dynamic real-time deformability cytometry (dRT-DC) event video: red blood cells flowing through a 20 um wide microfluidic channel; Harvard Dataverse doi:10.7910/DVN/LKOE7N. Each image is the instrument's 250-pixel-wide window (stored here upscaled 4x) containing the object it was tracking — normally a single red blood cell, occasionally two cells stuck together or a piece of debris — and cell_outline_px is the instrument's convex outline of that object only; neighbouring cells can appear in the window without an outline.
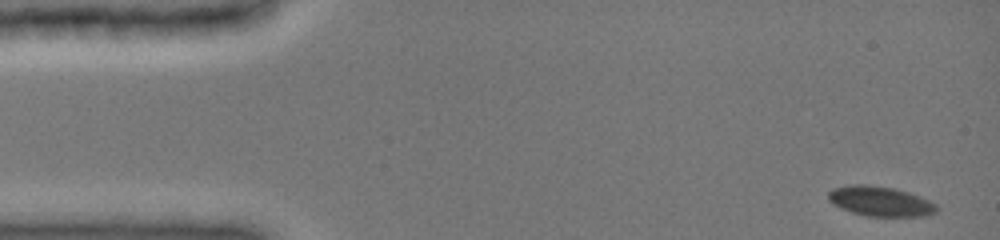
{"species": "common noctule bat (a hibernating species)", "species_latin": "Nyctalus noctula", "temperature_condition": "cold", "stored_images_in_passage": 18, "camera_frame_rate_fps": 3000, "um_per_image_px": 0.085, "animal": {"sex": "female", "body_mass_g": 19.0, "forearm_length_mm": 51.5}, "frame": {"image": 1, "passage_image": 1, "time_ms": 0.0, "image_size_px": [1000, 240], "cell_outline_px": [[936, 212], [924, 216], [864, 216], [840, 208], [832, 204], [828, 200], [828, 192], [832, 188], [848, 184], [864, 184], [892, 188], [908, 192], [928, 200], [936, 204]], "centroid_in_image_um": [74.75, 17.1], "position_along_channel_um": 10.2, "area_um2": 18.84}}
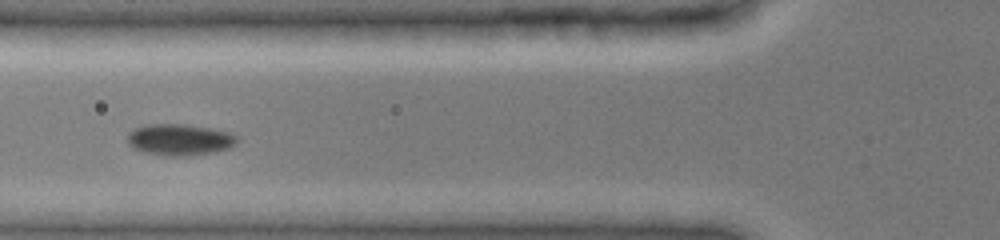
{"frame": {"image": 2, "passage_image": 16, "time_ms": 5.333, "image_size_px": [1000, 240], "cell_outline_px": [[236, 144], [228, 148], [216, 152], [184, 156], [168, 156], [144, 152], [132, 148], [128, 144], [128, 132], [144, 124], [188, 124], [212, 128], [228, 132], [236, 136]], "centroid_in_image_um": [15.24, 11.87], "position_along_channel_um": 110.6, "area_um2": 20.17}}
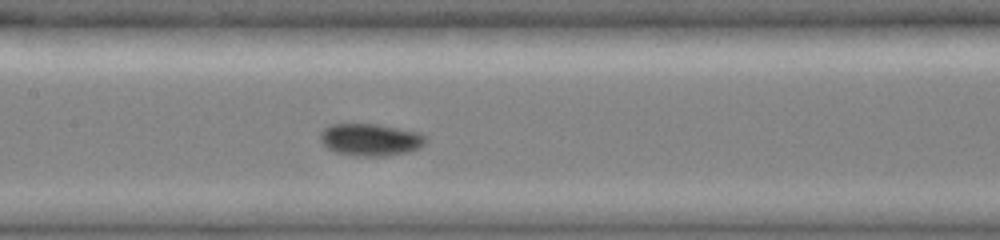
{"frame": {"image": 3, "passage_image": 18, "time_ms": 7.0, "image_size_px": [1000, 240], "cell_outline_px": [[428, 140], [420, 148], [408, 152], [388, 156], [356, 156], [336, 152], [328, 148], [320, 140], [320, 132], [324, 128], [332, 124], [380, 124], [420, 132], [428, 136]], "centroid_in_image_um": [31.55, 11.87], "position_along_channel_um": 175.9, "area_um2": 20.11}}